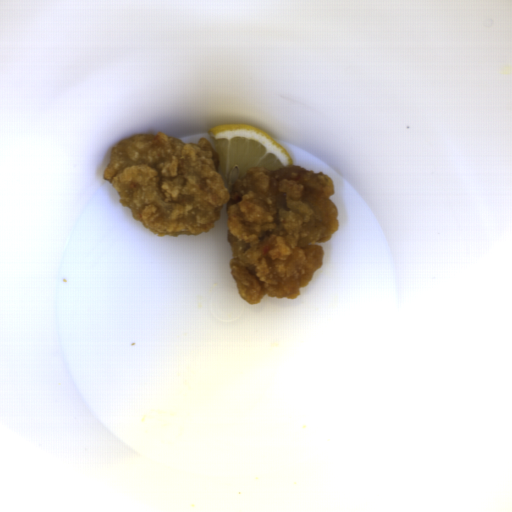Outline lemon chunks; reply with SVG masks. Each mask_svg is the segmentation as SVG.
Returning a JSON list of instances; mask_svg holds the SVG:
<instances>
[{"instance_id": "e0be4373", "label": "lemon chunks", "mask_w": 512, "mask_h": 512, "mask_svg": "<svg viewBox=\"0 0 512 512\" xmlns=\"http://www.w3.org/2000/svg\"><path fill=\"white\" fill-rule=\"evenodd\" d=\"M208 134L219 158L221 176L229 187L252 167L272 170L293 166L287 151L250 124H220L210 128Z\"/></svg>"}]
</instances>
